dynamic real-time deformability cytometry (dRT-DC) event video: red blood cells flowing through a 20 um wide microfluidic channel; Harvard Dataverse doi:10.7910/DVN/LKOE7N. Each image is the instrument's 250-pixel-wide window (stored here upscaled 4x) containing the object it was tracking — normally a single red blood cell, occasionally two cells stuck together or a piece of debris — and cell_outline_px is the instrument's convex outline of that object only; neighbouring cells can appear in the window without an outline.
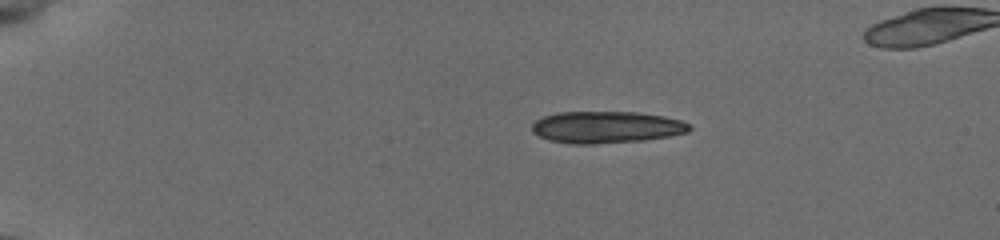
{"species": "common noctule bat (a hibernating species)", "species_latin": "Nyctalus noctula", "temperature_condition": "cold", "stored_images_in_passage": 45, "camera_frame_rate_fps": 3000, "um_per_image_px": 0.085, "animal": {"sex": "female", "body_mass_g": 19.5, "forearm_length_mm": 54.1}, "frame": {"image": 1, "passage_image": 1, "time_ms": 0.0, "image_size_px": [1000, 240], "cell_outline_px": [[692, 128], [688, 132], [668, 136], [644, 140], [596, 144], [572, 144], [548, 140], [532, 132], [532, 124], [536, 120], [544, 116], [556, 112], [640, 112], [664, 116], [680, 120], [688, 124]], "centroid_in_image_um": [51.52, 10.81], "position_along_channel_um": 33.5, "area_um2": 29.3}}
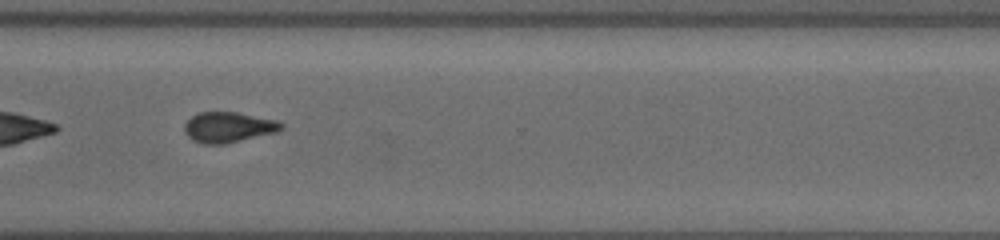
{"frame": {"image": 2, "passage_image": 32, "time_ms": 10.333, "image_size_px": [1000, 240], "cell_outline_px": [[284, 128], [276, 132], [224, 144], [204, 144], [192, 140], [184, 132], [184, 124], [192, 116], [200, 112], [236, 112], [276, 120], [284, 124]], "centroid_in_image_um": [19.4, 10.81], "position_along_channel_um": 351.2, "area_um2": 17.11}}